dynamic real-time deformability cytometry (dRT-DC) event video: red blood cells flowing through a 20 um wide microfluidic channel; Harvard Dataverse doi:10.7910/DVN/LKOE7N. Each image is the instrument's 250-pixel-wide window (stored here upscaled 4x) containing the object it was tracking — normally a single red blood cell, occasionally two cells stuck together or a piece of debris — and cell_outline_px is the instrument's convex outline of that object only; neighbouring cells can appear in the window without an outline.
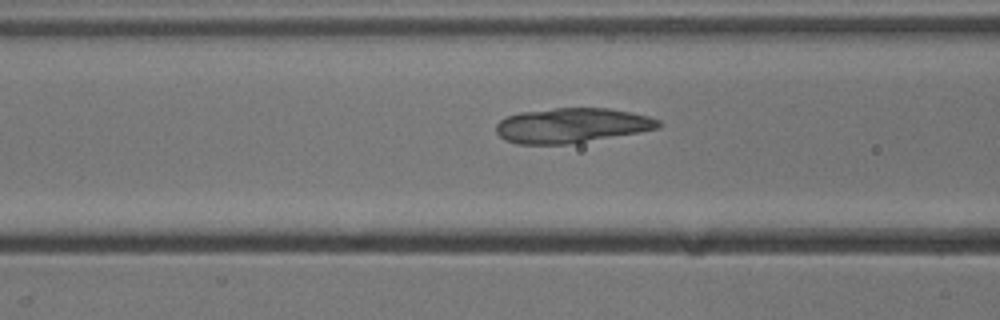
{"species": "common noctule bat (a hibernating species)", "species_latin": "Nyctalus noctula", "temperature_condition": "cold", "stored_images_in_passage": 12, "camera_frame_rate_fps": 3000, "um_per_image_px": 0.085, "animal": {"sex": "male", "body_mass_g": 13.3}, "frame": {"image": 1, "passage_image": 10, "time_ms": 3.0, "image_size_px": [1000, 320], "cell_outline_px": [[664, 124], [660, 128], [564, 144], [516, 144], [504, 140], [496, 132], [496, 124], [500, 120], [508, 116], [520, 112], [556, 108], [608, 108], [632, 112], [648, 116], [660, 120]], "centroid_in_image_um": [48.58, 10.65], "position_along_channel_um": 118.0, "area_um2": 32.66}}